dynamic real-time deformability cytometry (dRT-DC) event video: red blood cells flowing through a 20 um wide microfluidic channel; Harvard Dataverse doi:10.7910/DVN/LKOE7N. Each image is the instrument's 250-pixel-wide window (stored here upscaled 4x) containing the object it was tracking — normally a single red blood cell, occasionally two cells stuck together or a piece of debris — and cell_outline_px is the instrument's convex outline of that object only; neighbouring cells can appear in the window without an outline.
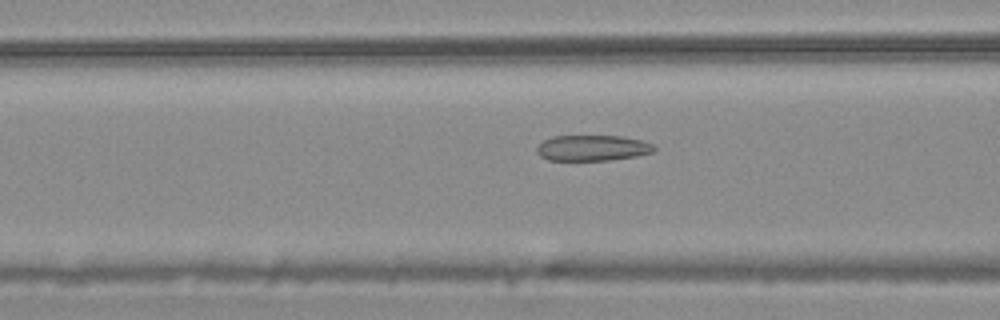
{"species": "common noctule bat (a hibernating species)", "species_latin": "Nyctalus noctula", "temperature_condition": "warm", "stored_images_in_passage": 26, "camera_frame_rate_fps": 3000, "um_per_image_px": 0.085, "animal": {"sex": "male", "body_mass_g": 20.4}, "frame": {"image": 1, "passage_image": 22, "time_ms": 7.0, "image_size_px": [1000, 320], "cell_outline_px": [[656, 148], [652, 152], [636, 156], [608, 160], [548, 160], [540, 156], [536, 152], [536, 148], [544, 140], [552, 136], [624, 136], [640, 140], [652, 144]], "centroid_in_image_um": [50.33, 12.57], "position_along_channel_um": 116.3, "area_um2": 17.51}}
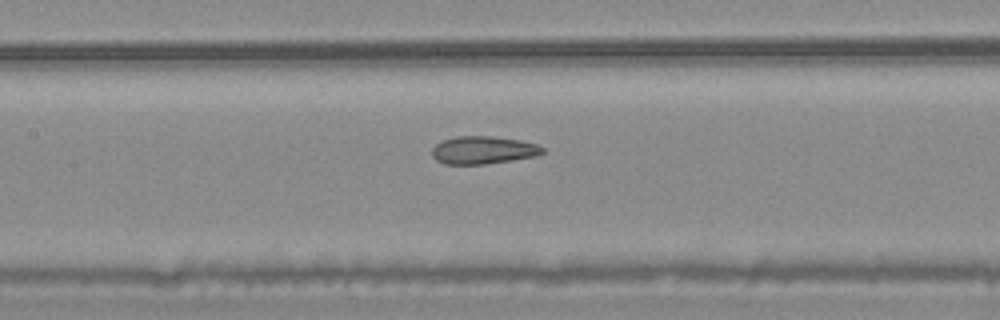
{"frame": {"image": 2, "passage_image": 26, "time_ms": 8.333, "image_size_px": [1000, 320], "cell_outline_px": [[544, 152], [536, 156], [512, 160], [484, 164], [444, 164], [436, 160], [432, 156], [432, 148], [436, 144], [444, 140], [456, 136], [492, 136], [520, 140], [536, 144], [544, 148]], "centroid_in_image_um": [41.06, 12.76], "position_along_channel_um": 166.3, "area_um2": 17.86}}